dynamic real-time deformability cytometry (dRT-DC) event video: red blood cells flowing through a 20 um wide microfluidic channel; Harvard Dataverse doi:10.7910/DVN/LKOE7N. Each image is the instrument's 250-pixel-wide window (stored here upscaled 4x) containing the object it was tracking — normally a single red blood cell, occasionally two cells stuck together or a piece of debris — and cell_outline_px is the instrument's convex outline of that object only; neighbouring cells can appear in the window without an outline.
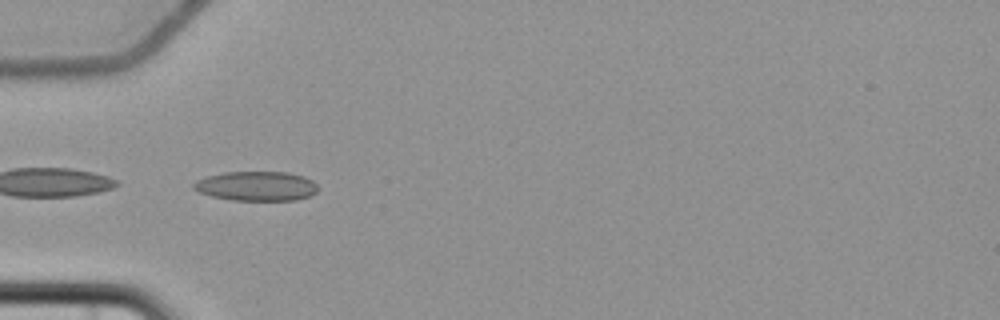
{"species": "common noctule bat (a hibernating species)", "species_latin": "Nyctalus noctula", "temperature_condition": "cold", "stored_images_in_passage": 8, "camera_frame_rate_fps": 3000, "um_per_image_px": 0.085, "animal": {"sex": "female", "body_mass_g": 22.7, "forearm_length_mm": 54.2}, "frame": {"image": 1, "passage_image": 6, "time_ms": 6.0, "image_size_px": [1000, 320], "cell_outline_px": [[320, 188], [316, 192], [308, 196], [296, 200], [232, 200], [212, 196], [200, 192], [192, 188], [192, 184], [196, 180], [208, 176], [224, 172], [288, 172], [304, 176], [312, 180]], "centroid_in_image_um": [21.81, 15.81], "position_along_channel_um": 63.2, "area_um2": 21.39}}
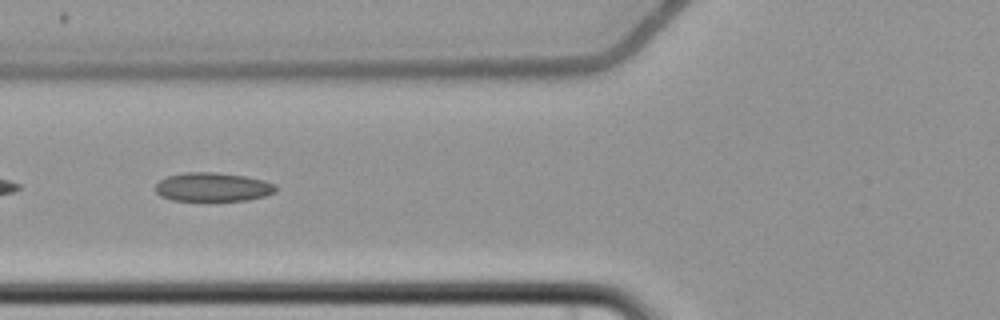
{"frame": {"image": 2, "passage_image": 7, "time_ms": 7.333, "image_size_px": [1000, 320], "cell_outline_px": [[276, 192], [264, 196], [248, 200], [208, 204], [172, 200], [160, 196], [156, 192], [156, 184], [160, 180], [168, 176], [184, 172], [216, 172], [244, 176], [264, 180], [276, 184]], "centroid_in_image_um": [18.08, 15.95], "position_along_channel_um": 107.7, "area_um2": 21.27}}
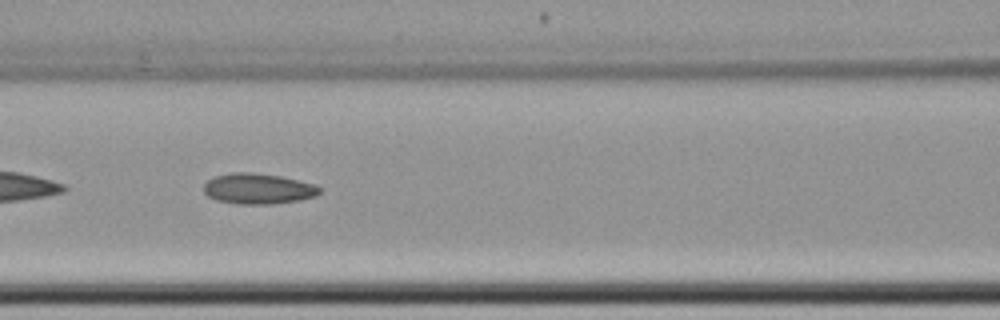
{"frame": {"image": 3, "passage_image": 8, "time_ms": 8.333, "image_size_px": [1000, 320], "cell_outline_px": [[320, 192], [316, 196], [300, 200], [272, 204], [236, 204], [216, 200], [208, 196], [204, 192], [204, 184], [208, 180], [216, 176], [232, 172], [252, 172], [280, 176], [312, 184], [320, 188]], "centroid_in_image_um": [21.91, 16.05], "position_along_channel_um": 144.7, "area_um2": 20.58}}